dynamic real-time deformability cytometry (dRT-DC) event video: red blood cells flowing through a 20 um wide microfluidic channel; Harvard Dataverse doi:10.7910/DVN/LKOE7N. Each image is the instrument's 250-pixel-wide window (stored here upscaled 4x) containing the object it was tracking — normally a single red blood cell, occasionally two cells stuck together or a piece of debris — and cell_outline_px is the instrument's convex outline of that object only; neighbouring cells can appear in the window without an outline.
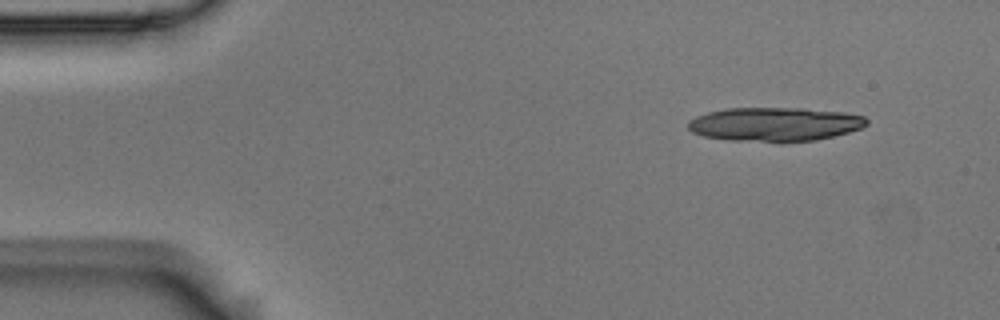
{"species": "Egyptian fruit bat (a non-hibernating species)", "species_latin": "Rousettus aegyptiacus", "temperature_condition": "room temperature", "stored_images_in_passage": 3, "camera_frame_rate_fps": 3000, "um_per_image_px": 0.085, "animal": {"sex": "male"}, "frame": {"image": 1, "passage_image": 1, "time_ms": 0.0, "image_size_px": [1000, 320], "cell_outline_px": [[868, 124], [860, 128], [848, 132], [816, 140], [728, 140], [704, 136], [692, 132], [688, 128], [688, 120], [696, 116], [708, 112], [728, 108], [804, 108], [844, 112], [864, 116], [868, 120]], "centroid_in_image_um": [65.85, 10.53], "position_along_channel_um": 19.2, "area_um2": 34.74}}